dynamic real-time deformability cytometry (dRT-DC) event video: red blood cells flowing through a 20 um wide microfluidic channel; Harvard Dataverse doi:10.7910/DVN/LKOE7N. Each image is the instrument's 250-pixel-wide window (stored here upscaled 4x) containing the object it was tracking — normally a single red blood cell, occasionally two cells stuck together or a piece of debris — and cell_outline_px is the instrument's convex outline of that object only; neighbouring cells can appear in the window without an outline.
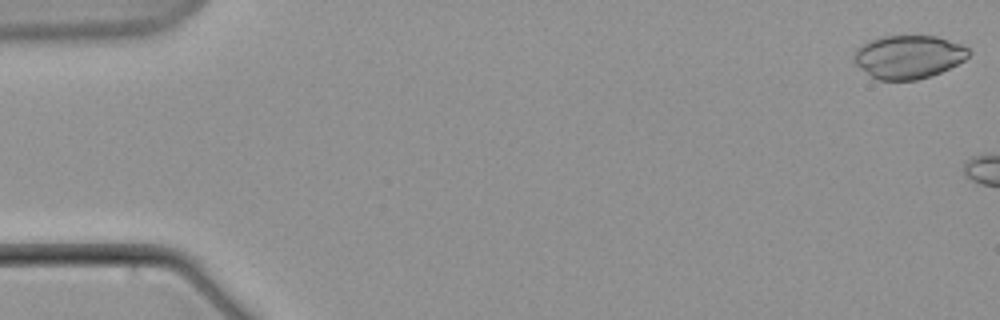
{"species": "common noctule bat (a hibernating species)", "species_latin": "Nyctalus noctula", "temperature_condition": "warm", "stored_images_in_passage": 3, "camera_frame_rate_fps": 3000, "um_per_image_px": 0.085, "animal": {"sex": "male", "body_mass_g": 21.5, "forearm_length_mm": 52.0}, "frame": {"image": 1, "passage_image": 1, "time_ms": 0.0, "image_size_px": [1000, 320], "cell_outline_px": [[972, 52], [964, 60], [932, 76], [916, 80], [876, 80], [860, 68], [852, 60], [852, 52], [860, 44], [868, 40], [880, 36], [936, 36], [960, 44], [968, 48]], "centroid_in_image_um": [77.16, 4.83], "position_along_channel_um": 7.8, "area_um2": 29.25}}